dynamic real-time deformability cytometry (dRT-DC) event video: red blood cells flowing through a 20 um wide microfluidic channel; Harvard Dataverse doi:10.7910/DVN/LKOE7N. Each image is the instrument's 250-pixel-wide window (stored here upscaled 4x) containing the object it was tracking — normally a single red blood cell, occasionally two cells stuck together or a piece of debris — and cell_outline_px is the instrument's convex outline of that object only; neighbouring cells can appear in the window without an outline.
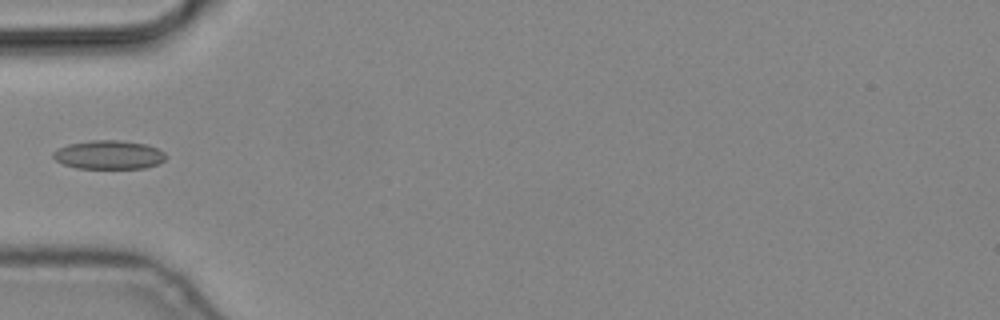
{"species": "common noctule bat (a hibernating species)", "species_latin": "Nyctalus noctula", "temperature_condition": "cold", "stored_images_in_passage": 5, "camera_frame_rate_fps": 3000, "um_per_image_px": 0.085, "animal": {"sex": "male", "body_mass_g": 19.2, "forearm_length_mm": 51.8}, "frame": {"image": 1, "passage_image": 5, "time_ms": 1.333, "image_size_px": [1000, 320], "cell_outline_px": [[168, 156], [164, 160], [156, 164], [144, 168], [76, 168], [64, 164], [56, 160], [52, 156], [52, 152], [68, 144], [92, 140], [120, 140], [148, 144], [164, 152]], "centroid_in_image_um": [9.27, 13.15], "position_along_channel_um": 75.7, "area_um2": 18.84}}